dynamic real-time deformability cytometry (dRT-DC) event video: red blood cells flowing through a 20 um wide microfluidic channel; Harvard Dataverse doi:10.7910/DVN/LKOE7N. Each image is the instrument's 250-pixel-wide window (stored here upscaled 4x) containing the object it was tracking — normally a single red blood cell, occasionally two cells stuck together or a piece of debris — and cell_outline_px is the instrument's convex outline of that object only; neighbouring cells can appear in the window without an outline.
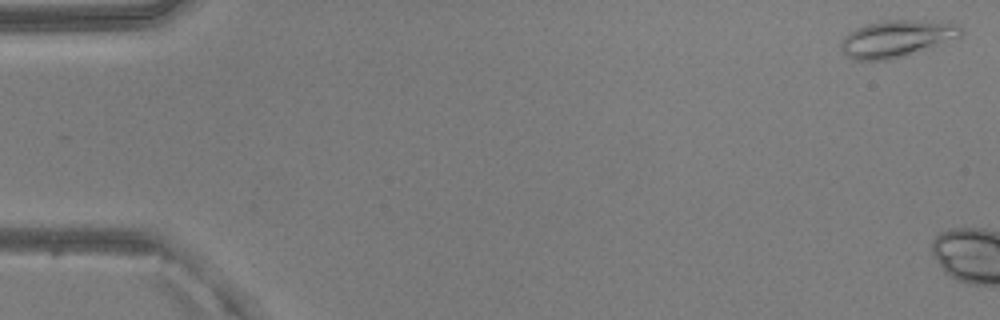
{"species": "common noctule bat (a hibernating species)", "species_latin": "Nyctalus noctula", "temperature_condition": "warm", "stored_images_in_passage": 6, "camera_frame_rate_fps": 3000, "um_per_image_px": 0.085, "animal": {"sex": "male", "body_mass_g": 20.5, "forearm_length_mm": 52.5}, "frame": {"image": 1, "passage_image": 2, "time_ms": 0.333, "image_size_px": [1000, 320], "cell_outline_px": [[964, 32], [960, 36], [904, 56], [888, 60], [856, 60], [840, 52], [840, 40], [848, 32], [856, 28], [868, 24], [884, 20], [948, 20], [960, 24], [964, 28]], "centroid_in_image_um": [76.23, 3.25], "position_along_channel_um": 8.8, "area_um2": 26.13}}